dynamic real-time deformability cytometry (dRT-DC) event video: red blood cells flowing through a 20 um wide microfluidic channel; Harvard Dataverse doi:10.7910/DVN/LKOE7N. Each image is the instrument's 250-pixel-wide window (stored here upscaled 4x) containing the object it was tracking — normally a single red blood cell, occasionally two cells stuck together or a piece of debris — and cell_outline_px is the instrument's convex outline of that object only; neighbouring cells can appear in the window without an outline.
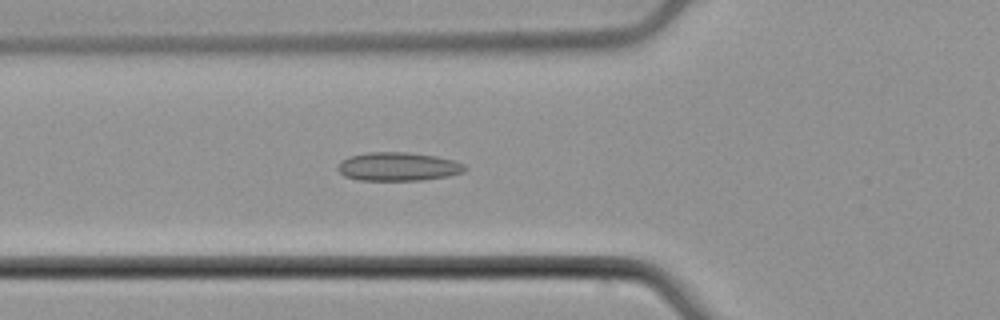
{"species": "common noctule bat (a hibernating species)", "species_latin": "Nyctalus noctula", "temperature_condition": "cold", "stored_images_in_passage": 49, "camera_frame_rate_fps": 3000, "um_per_image_px": 0.085, "animal": {"sex": "male", "body_mass_g": 21.5, "forearm_length_mm": 52.0}, "frame": {"image": 1, "passage_image": 19, "time_ms": 6.0, "image_size_px": [1000, 320], "cell_outline_px": [[468, 168], [464, 172], [448, 176], [420, 180], [356, 180], [344, 176], [336, 168], [340, 160], [348, 156], [368, 152], [408, 152], [436, 156], [452, 160], [464, 164]], "centroid_in_image_um": [33.81, 14.16], "position_along_channel_um": 92.0, "area_um2": 21.33}}
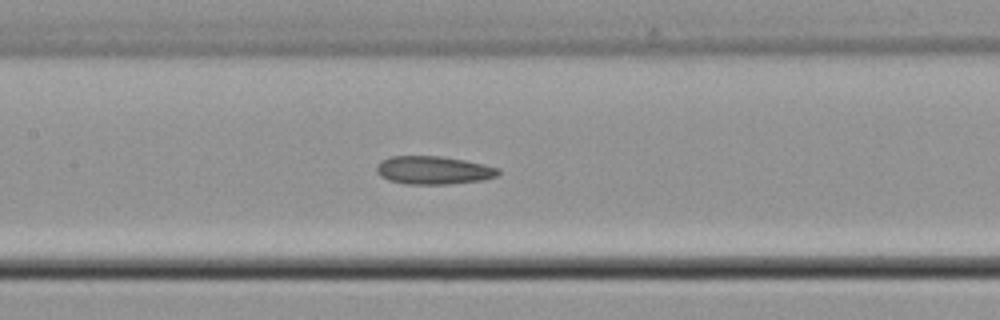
{"frame": {"image": 2, "passage_image": 25, "time_ms": 8.0, "image_size_px": [1000, 320], "cell_outline_px": [[500, 172], [496, 176], [484, 180], [448, 184], [404, 184], [388, 180], [380, 176], [376, 172], [376, 168], [380, 160], [392, 156], [440, 156], [464, 160], [496, 168]], "centroid_in_image_um": [36.78, 14.47], "position_along_channel_um": 170.6, "area_um2": 19.88}}
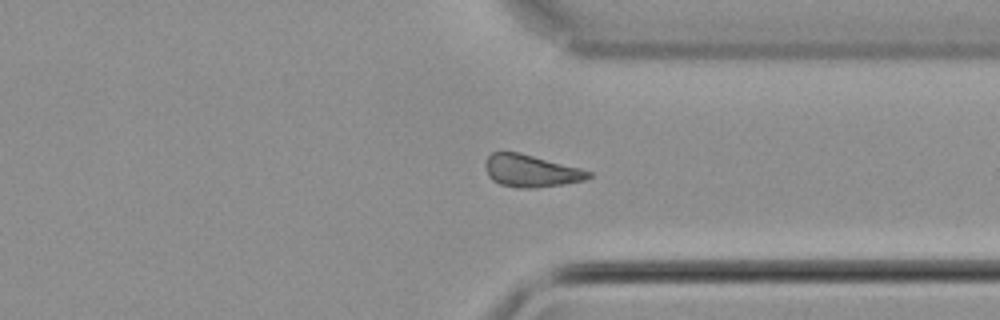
{"frame": {"image": 3, "passage_image": 40, "time_ms": 13.0, "image_size_px": [1000, 320], "cell_outline_px": [[592, 176], [584, 180], [564, 184], [536, 188], [520, 188], [500, 184], [492, 180], [488, 176], [484, 164], [488, 156], [492, 152], [520, 152], [580, 168], [592, 172]], "centroid_in_image_um": [45.12, 14.52], "position_along_channel_um": 366.3, "area_um2": 19.48}}